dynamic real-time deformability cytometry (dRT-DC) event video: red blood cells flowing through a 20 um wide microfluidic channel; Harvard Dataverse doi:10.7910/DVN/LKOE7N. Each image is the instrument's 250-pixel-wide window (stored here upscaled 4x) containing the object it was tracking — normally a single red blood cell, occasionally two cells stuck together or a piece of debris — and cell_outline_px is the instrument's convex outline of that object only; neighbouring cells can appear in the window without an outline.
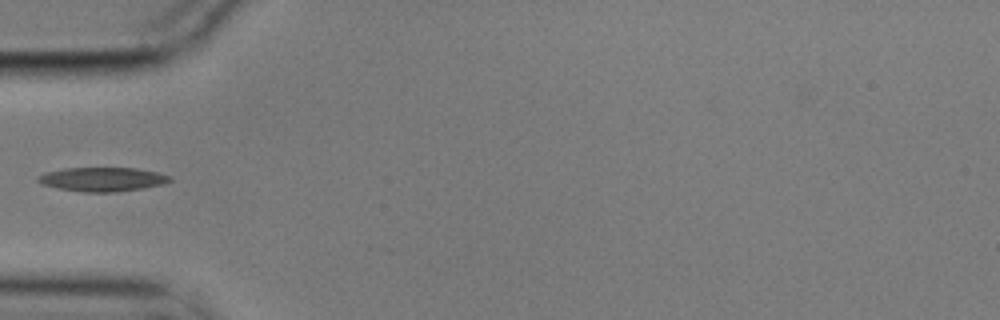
{"species": "common noctule bat (a hibernating species)", "species_latin": "Nyctalus noctula", "temperature_condition": "cold", "stored_images_in_passage": 4, "camera_frame_rate_fps": 3000, "um_per_image_px": 0.085, "animal": {"sex": "male", "body_mass_g": 17.9}, "frame": {"image": 1, "passage_image": 1, "time_ms": 0.0, "image_size_px": [1000, 320], "cell_outline_px": [[172, 180], [164, 184], [140, 188], [112, 192], [84, 192], [60, 188], [40, 184], [36, 180], [36, 176], [44, 172], [64, 168], [136, 168], [156, 172], [168, 176]], "centroid_in_image_um": [8.63, 15.23], "position_along_channel_um": 76.4, "area_um2": 18.32}}
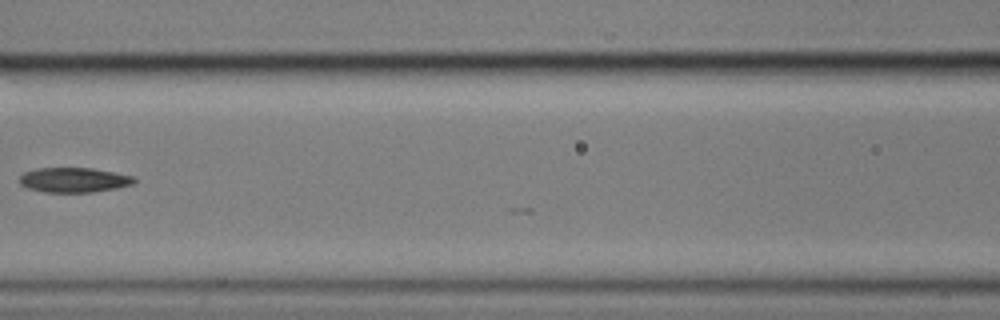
{"frame": {"image": 2, "passage_image": 3, "time_ms": 0.667, "image_size_px": [1000, 320], "cell_outline_px": [[136, 180], [132, 184], [116, 188], [92, 192], [44, 192], [28, 188], [20, 184], [20, 176], [24, 172], [36, 168], [92, 168], [136, 176]], "centroid_in_image_um": [6.29, 15.29], "position_along_channel_um": 160.3, "area_um2": 16.59}}
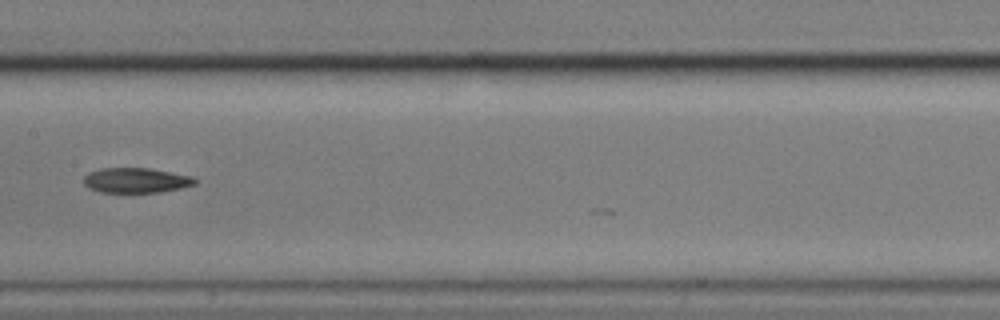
{"frame": {"image": 3, "passage_image": 4, "time_ms": 1.0, "image_size_px": [1000, 320], "cell_outline_px": [[200, 180], [196, 184], [180, 188], [160, 192], [100, 192], [88, 188], [84, 184], [84, 176], [88, 172], [100, 168], [148, 168], [192, 176]], "centroid_in_image_um": [11.56, 15.32], "position_along_channel_um": 195.8, "area_um2": 16.3}}